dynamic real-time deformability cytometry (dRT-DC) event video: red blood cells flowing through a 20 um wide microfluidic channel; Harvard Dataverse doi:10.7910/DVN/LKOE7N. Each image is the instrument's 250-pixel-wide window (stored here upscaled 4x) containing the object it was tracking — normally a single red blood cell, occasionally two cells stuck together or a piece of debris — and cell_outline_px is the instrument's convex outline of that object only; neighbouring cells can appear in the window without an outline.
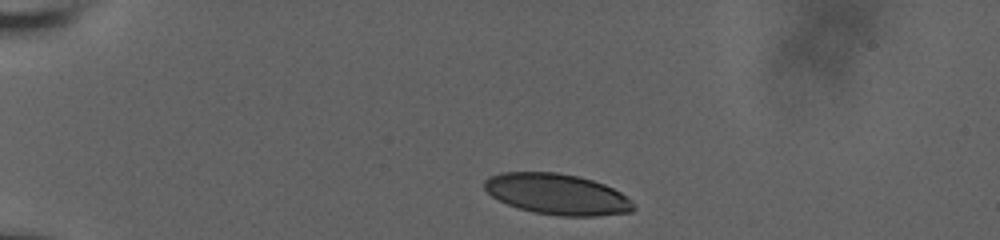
{"species": "human", "species_latin": "Homo sapiens", "temperature_condition": "room temperature", "stored_images_in_passage": 4, "camera_frame_rate_fps": 3000, "um_per_image_px": 0.085, "donor": {"sex": "male"}, "frame": {"image": 1, "passage_image": 1, "time_ms": 0.0, "image_size_px": [1000, 240], "cell_outline_px": [[636, 208], [632, 212], [596, 216], [560, 216], [536, 212], [520, 208], [508, 204], [492, 196], [484, 188], [484, 180], [488, 176], [500, 172], [556, 172], [580, 176], [604, 184], [620, 192], [632, 200]], "centroid_in_image_um": [47.38, 16.49], "position_along_channel_um": 37.6, "area_um2": 35.55}}
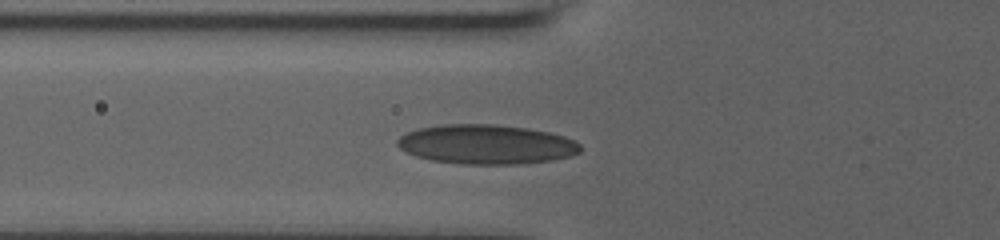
{"frame": {"image": 2, "passage_image": 4, "time_ms": 3.0, "image_size_px": [1000, 240], "cell_outline_px": [[580, 152], [568, 156], [552, 160], [524, 164], [460, 164], [432, 160], [416, 156], [404, 152], [396, 144], [396, 140], [400, 136], [408, 132], [420, 128], [444, 124], [496, 124], [528, 128], [548, 132], [564, 136], [580, 144]], "centroid_in_image_um": [41.31, 12.27], "position_along_channel_um": 84.5, "area_um2": 42.14}}